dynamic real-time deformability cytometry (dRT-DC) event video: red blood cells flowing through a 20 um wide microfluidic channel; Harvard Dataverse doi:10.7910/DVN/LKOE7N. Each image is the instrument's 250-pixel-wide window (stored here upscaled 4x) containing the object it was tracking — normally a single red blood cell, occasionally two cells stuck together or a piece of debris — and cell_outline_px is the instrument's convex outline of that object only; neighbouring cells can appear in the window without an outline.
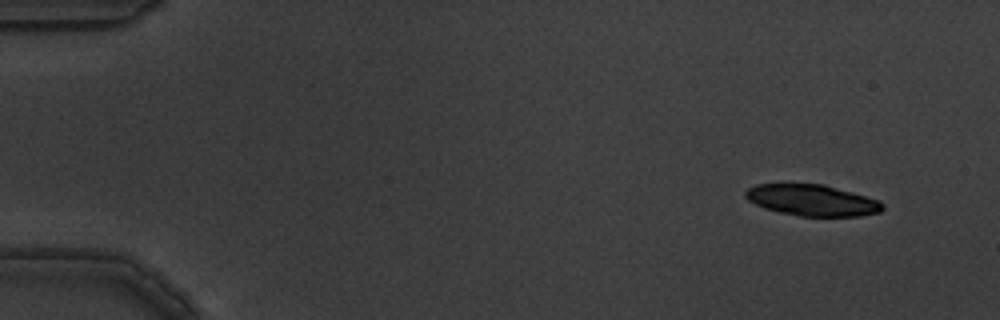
{"species": "common noctule bat (a hibernating species)", "species_latin": "Nyctalus noctula", "temperature_condition": "warm", "stored_images_in_passage": 6, "camera_frame_rate_fps": 3000, "um_per_image_px": 0.085, "animal": {"sex": "male", "body_mass_g": 19.5, "forearm_length_mm": 54.6}, "frame": {"image": 1, "passage_image": 1, "time_ms": 0.0, "image_size_px": [1000, 320], "cell_outline_px": [[884, 208], [880, 212], [860, 216], [800, 216], [780, 212], [764, 208], [748, 200], [744, 196], [744, 192], [748, 188], [756, 184], [824, 184], [880, 200], [884, 204]], "centroid_in_image_um": [69.04, 17.02], "position_along_channel_um": 16.0, "area_um2": 24.97}}